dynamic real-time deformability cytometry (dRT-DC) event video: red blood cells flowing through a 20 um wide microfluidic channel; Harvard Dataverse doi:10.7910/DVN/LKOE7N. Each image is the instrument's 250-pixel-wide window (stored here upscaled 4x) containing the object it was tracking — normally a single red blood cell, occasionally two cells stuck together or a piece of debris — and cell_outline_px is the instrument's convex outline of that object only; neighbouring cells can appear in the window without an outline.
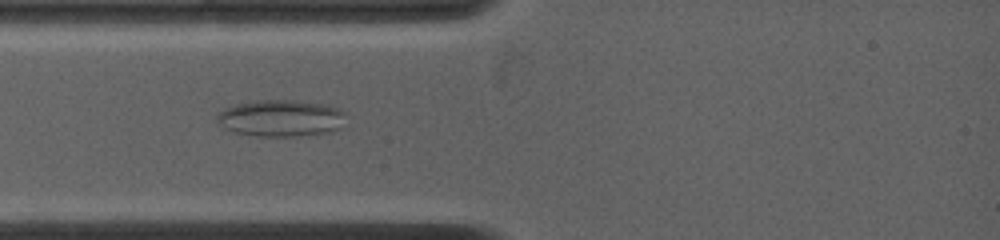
{"species": "common noctule bat (a hibernating species)", "species_latin": "Nyctalus noctula", "temperature_condition": "warm", "stored_images_in_passage": 10, "camera_frame_rate_fps": 4500, "um_per_image_px": 0.085, "animal": {"sex": "female", "body_mass_g": 19.0, "forearm_length_mm": 53.3}, "frame": {"image": 1, "passage_image": 6, "time_ms": 2.444, "image_size_px": [1000, 240], "cell_outline_px": [[348, 112], [340, 128], [332, 132], [296, 136], [256, 136], [232, 132], [224, 128], [216, 120], [216, 116], [224, 108], [236, 104], [256, 100], [292, 100], [332, 104]], "centroid_in_image_um": [23.93, 10.03], "position_along_channel_um": 61.1, "area_um2": 28.15}}
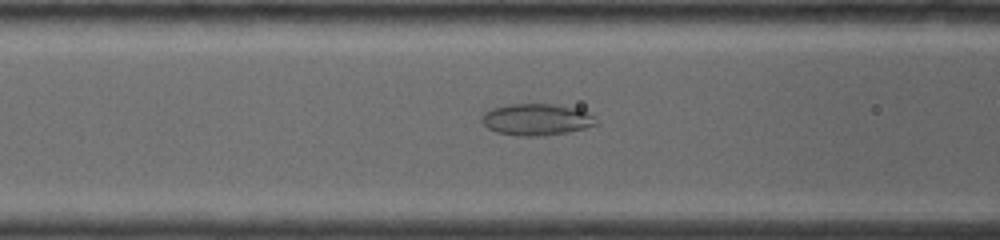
{"frame": {"image": 2, "passage_image": 9, "time_ms": 4.0, "image_size_px": [1000, 240], "cell_outline_px": [[596, 124], [584, 128], [568, 132], [544, 136], [516, 136], [496, 132], [488, 128], [480, 120], [484, 112], [492, 108], [508, 104], [552, 104], [576, 108], [588, 112], [596, 116]], "centroid_in_image_um": [45.59, 10.16], "position_along_channel_um": 121.0, "area_um2": 21.21}}